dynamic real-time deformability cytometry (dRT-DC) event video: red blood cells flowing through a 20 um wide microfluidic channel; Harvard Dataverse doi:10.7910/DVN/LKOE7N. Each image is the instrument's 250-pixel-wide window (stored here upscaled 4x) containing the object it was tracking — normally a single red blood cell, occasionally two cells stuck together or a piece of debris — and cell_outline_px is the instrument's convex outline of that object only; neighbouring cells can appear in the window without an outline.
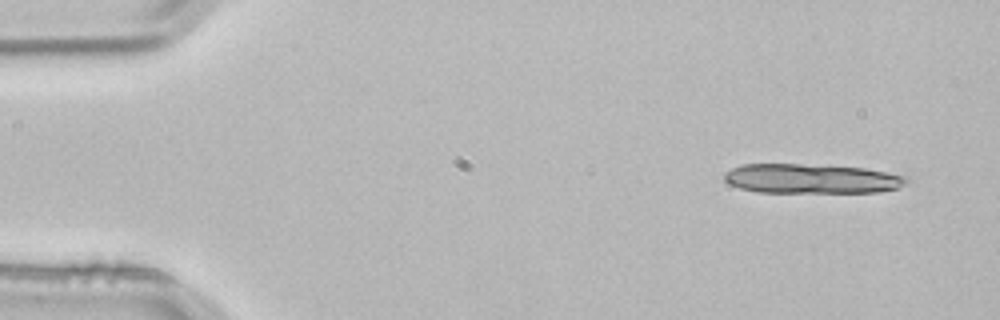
{"species": "common noctule bat (a hibernating species)", "species_latin": "Nyctalus noctula", "temperature_condition": "room temperature", "stored_images_in_passage": 3, "camera_frame_rate_fps": 3000, "um_per_image_px": 0.085, "animal": {"sex": "male", "body_mass_g": 21.5, "forearm_length_mm": 52.0}, "frame": {"image": 1, "passage_image": 1, "time_ms": 0.0, "image_size_px": [1000, 320], "cell_outline_px": [[912, 180], [908, 184], [896, 188], [876, 192], [760, 192], [740, 188], [724, 180], [724, 172], [740, 164], [800, 164], [864, 168], [908, 176]], "centroid_in_image_um": [69.01, 15.18], "position_along_channel_um": 16.0, "area_um2": 31.39}}